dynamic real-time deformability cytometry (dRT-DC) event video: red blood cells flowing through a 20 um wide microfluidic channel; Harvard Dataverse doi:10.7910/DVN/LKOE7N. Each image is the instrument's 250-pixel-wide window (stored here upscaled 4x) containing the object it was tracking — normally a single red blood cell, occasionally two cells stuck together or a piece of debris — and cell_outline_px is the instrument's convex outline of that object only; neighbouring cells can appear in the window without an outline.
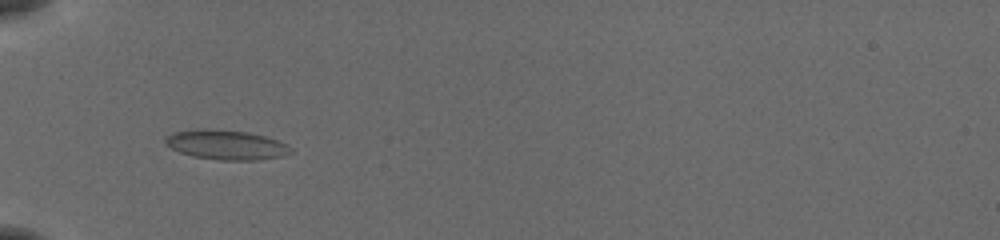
{"species": "common noctule bat (a hibernating species)", "species_latin": "Nyctalus noctula", "temperature_condition": "cold", "stored_images_in_passage": 35, "camera_frame_rate_fps": 3000, "um_per_image_px": 0.085, "animal": {"sex": "female", "body_mass_g": 19.5, "forearm_length_mm": 54.1}, "frame": {"image": 1, "passage_image": 1, "time_ms": 0.0, "image_size_px": [1000, 240], "cell_outline_px": [[292, 152], [280, 156], [256, 160], [220, 160], [192, 156], [180, 152], [164, 144], [164, 136], [172, 132], [196, 128], [208, 128], [248, 132], [264, 136], [288, 144], [292, 148]], "centroid_in_image_um": [19.17, 12.29], "position_along_channel_um": 65.8, "area_um2": 21.85}}
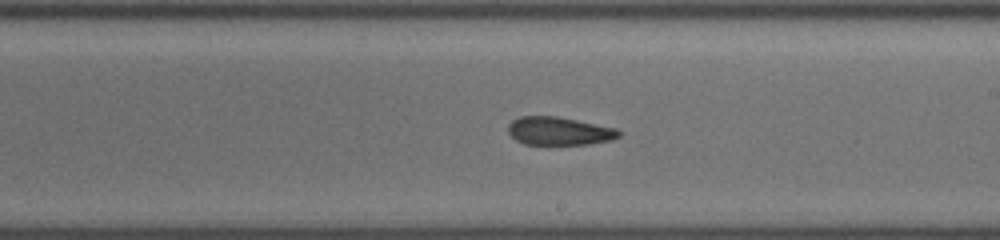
{"frame": {"image": 2, "passage_image": 15, "time_ms": 4.667, "image_size_px": [1000, 240], "cell_outline_px": [[624, 132], [620, 136], [612, 140], [588, 144], [524, 144], [516, 140], [508, 132], [508, 124], [512, 120], [520, 116], [556, 116], [616, 128]], "centroid_in_image_um": [47.54, 11.14], "position_along_channel_um": 241.5, "area_um2": 18.21}}
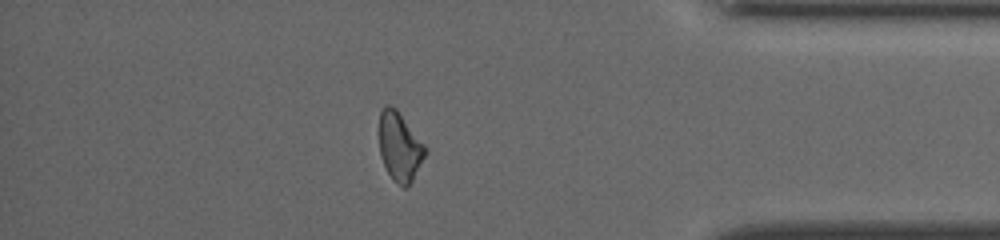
{"frame": {"image": 3, "passage_image": 29, "time_ms": 9.333, "image_size_px": [1000, 240], "cell_outline_px": [[428, 152], [412, 180], [404, 188], [392, 180], [380, 156], [380, 112], [384, 104], [392, 104], [396, 108], [428, 148]], "centroid_in_image_um": [33.99, 12.44], "position_along_channel_um": 401.2, "area_um2": 18.55}, "authors_computed_cell_mechanics": {"area_um2": 18.9584, "velocity_mm_per_s": 3.914, "shape_relaxation_time_tau1_ms": null, "shape_relaxation_time_tau2_ms": 4.2383, "deformation_change_tau1": null, "deformation_change_tau2": 0.0896}}